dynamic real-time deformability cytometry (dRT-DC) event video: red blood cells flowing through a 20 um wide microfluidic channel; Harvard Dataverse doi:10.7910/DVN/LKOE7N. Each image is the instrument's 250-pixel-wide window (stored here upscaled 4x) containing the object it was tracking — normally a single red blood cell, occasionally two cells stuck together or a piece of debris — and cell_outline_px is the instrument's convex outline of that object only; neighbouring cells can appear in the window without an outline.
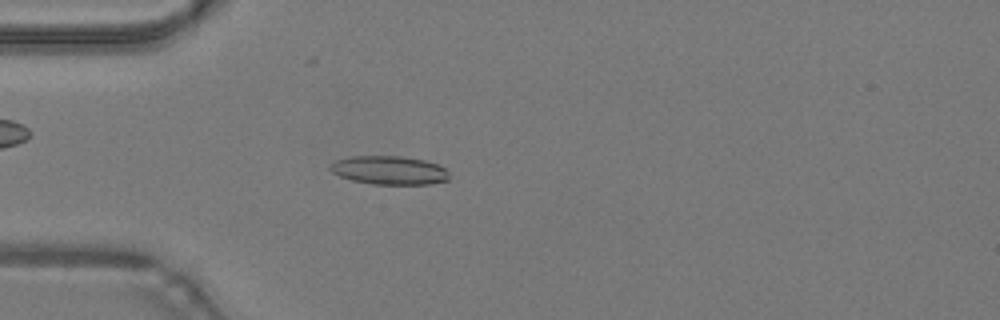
{"species": "common noctule bat (a hibernating species)", "species_latin": "Nyctalus noctula", "temperature_condition": "warm", "stored_images_in_passage": 43, "camera_frame_rate_fps": 3000, "um_per_image_px": 0.085, "animal": {"sex": "male", "body_mass_g": 19.2, "forearm_length_mm": 51.8}, "frame": {"image": 1, "passage_image": 9, "time_ms": 2.667, "image_size_px": [1000, 320], "cell_outline_px": [[448, 180], [432, 184], [372, 184], [352, 180], [340, 176], [332, 172], [328, 168], [328, 164], [336, 160], [352, 156], [400, 156], [424, 160], [436, 164], [444, 168], [448, 172]], "centroid_in_image_um": [33.05, 14.47], "position_along_channel_um": 51.9, "area_um2": 19.83}}
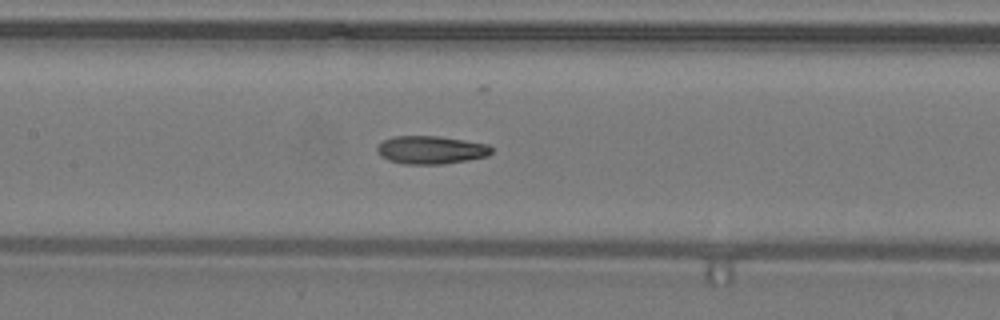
{"frame": {"image": 2, "passage_image": 18, "time_ms": 5.667, "image_size_px": [1000, 320], "cell_outline_px": [[492, 152], [488, 156], [468, 160], [444, 164], [404, 164], [388, 160], [380, 156], [376, 148], [384, 140], [392, 136], [440, 136], [488, 144], [492, 148]], "centroid_in_image_um": [36.64, 12.74], "position_along_channel_um": 170.8, "area_um2": 18.79}}
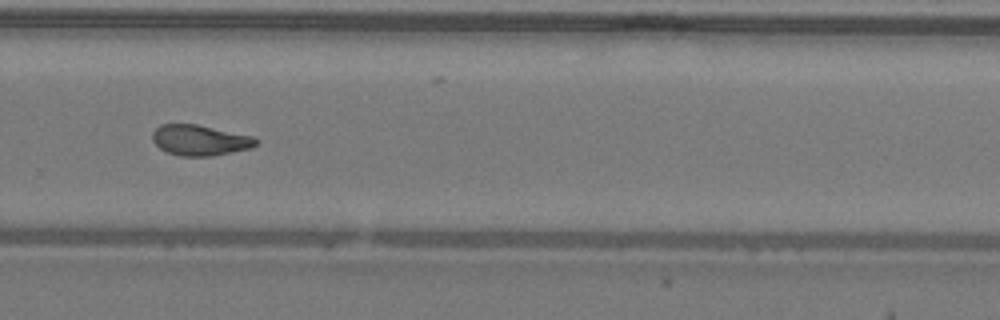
{"frame": {"image": 3, "passage_image": 28, "time_ms": 9.0, "image_size_px": [1000, 320], "cell_outline_px": [[260, 140], [256, 144], [248, 148], [232, 152], [212, 156], [180, 156], [168, 152], [160, 148], [152, 140], [152, 132], [160, 124], [196, 124], [252, 136]], "centroid_in_image_um": [16.97, 11.91], "position_along_channel_um": 312.8, "area_um2": 18.32}, "authors_computed_cell_mechanics": {"area_um2": 18.785, "velocity_mm_per_s": 4.2871, "shape_relaxation_time_tau1_ms": null, "shape_relaxation_time_tau2_ms": 2.5585, "deformation_change_tau1": null, "deformation_change_tau2": 0.0981}}